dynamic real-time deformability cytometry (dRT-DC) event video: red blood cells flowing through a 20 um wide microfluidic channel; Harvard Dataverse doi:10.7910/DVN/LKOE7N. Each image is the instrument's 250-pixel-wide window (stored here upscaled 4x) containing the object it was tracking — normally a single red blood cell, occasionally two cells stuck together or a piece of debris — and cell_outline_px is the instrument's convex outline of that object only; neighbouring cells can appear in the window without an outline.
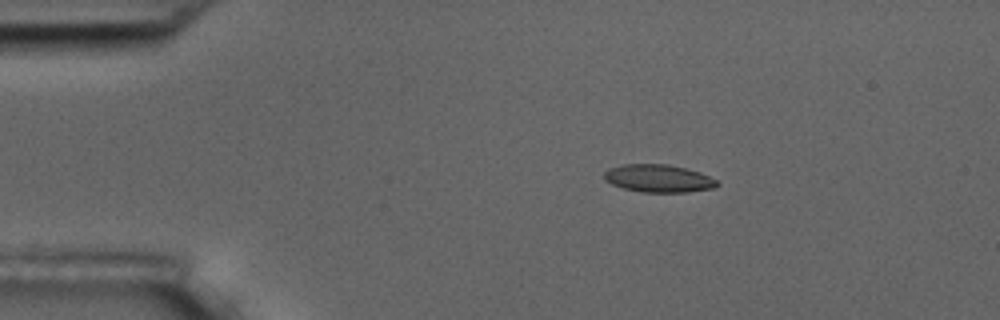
{"species": "common noctule bat (a hibernating species)", "species_latin": "Nyctalus noctula", "temperature_condition": "room temperature", "stored_images_in_passage": 6, "camera_frame_rate_fps": 3000, "um_per_image_px": 0.085, "animal": {"sex": "male", "body_mass_g": 17.5, "forearm_length_mm": 52.3}, "frame": {"image": 1, "passage_image": 4, "time_ms": 3.333, "image_size_px": [1000, 320], "cell_outline_px": [[720, 184], [712, 188], [688, 192], [644, 192], [624, 188], [612, 184], [604, 180], [604, 172], [608, 168], [624, 164], [668, 164], [700, 172], [716, 180]], "centroid_in_image_um": [55.95, 15.16], "position_along_channel_um": 29.0, "area_um2": 18.15}}
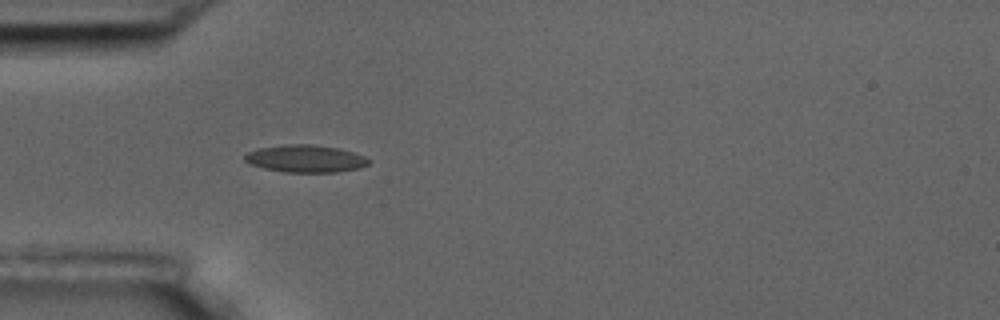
{"frame": {"image": 2, "passage_image": 6, "time_ms": 5.667, "image_size_px": [1000, 320], "cell_outline_px": [[372, 160], [368, 164], [360, 168], [336, 172], [284, 172], [264, 168], [248, 164], [244, 160], [244, 156], [248, 152], [256, 148], [284, 144], [312, 144], [340, 148], [364, 156]], "centroid_in_image_um": [25.95, 13.48], "position_along_channel_um": 59.1, "area_um2": 20.0}}